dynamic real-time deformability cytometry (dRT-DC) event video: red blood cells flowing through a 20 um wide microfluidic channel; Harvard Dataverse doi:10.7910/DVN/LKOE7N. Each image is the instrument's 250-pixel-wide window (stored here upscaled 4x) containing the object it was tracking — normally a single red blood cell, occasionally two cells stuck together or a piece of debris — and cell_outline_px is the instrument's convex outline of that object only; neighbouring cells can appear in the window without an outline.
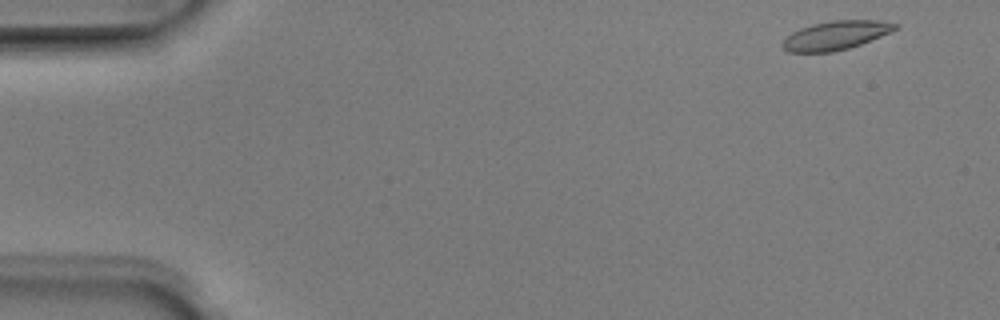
{"species": "Egyptian fruit bat (a non-hibernating species)", "species_latin": "Rousettus aegyptiacus", "temperature_condition": "room temperature", "stored_images_in_passage": 4, "camera_frame_rate_fps": 3000, "um_per_image_px": 0.085, "animal": {"sex": "male"}, "frame": {"image": 1, "passage_image": 1, "time_ms": 0.0, "image_size_px": [1000, 320], "cell_outline_px": [[900, 28], [892, 32], [860, 44], [848, 48], [832, 52], [788, 52], [784, 48], [784, 40], [792, 32], [800, 28], [812, 24], [832, 20], [876, 20], [900, 24]], "centroid_in_image_um": [71.1, 2.99], "position_along_channel_um": 13.9, "area_um2": 18.84}}
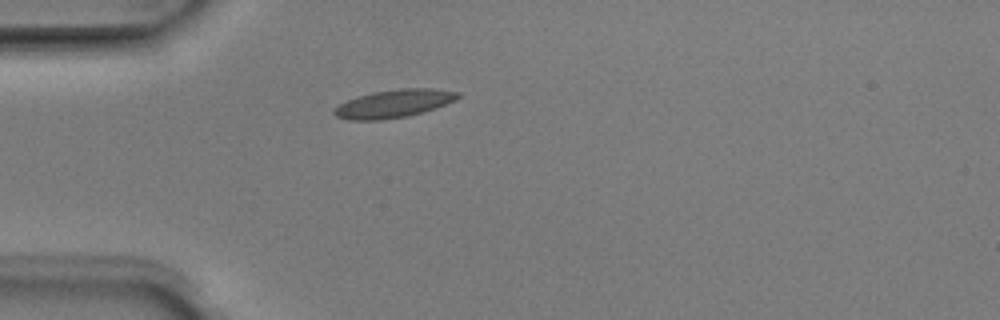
{"frame": {"image": 2, "passage_image": 4, "time_ms": 1.0, "image_size_px": [1000, 320], "cell_outline_px": [[460, 96], [456, 100], [436, 108], [424, 112], [408, 116], [380, 120], [348, 120], [336, 116], [332, 112], [332, 108], [348, 100], [372, 92], [400, 88], [432, 88], [460, 92]], "centroid_in_image_um": [33.49, 8.81], "position_along_channel_um": 51.5, "area_um2": 20.29}}